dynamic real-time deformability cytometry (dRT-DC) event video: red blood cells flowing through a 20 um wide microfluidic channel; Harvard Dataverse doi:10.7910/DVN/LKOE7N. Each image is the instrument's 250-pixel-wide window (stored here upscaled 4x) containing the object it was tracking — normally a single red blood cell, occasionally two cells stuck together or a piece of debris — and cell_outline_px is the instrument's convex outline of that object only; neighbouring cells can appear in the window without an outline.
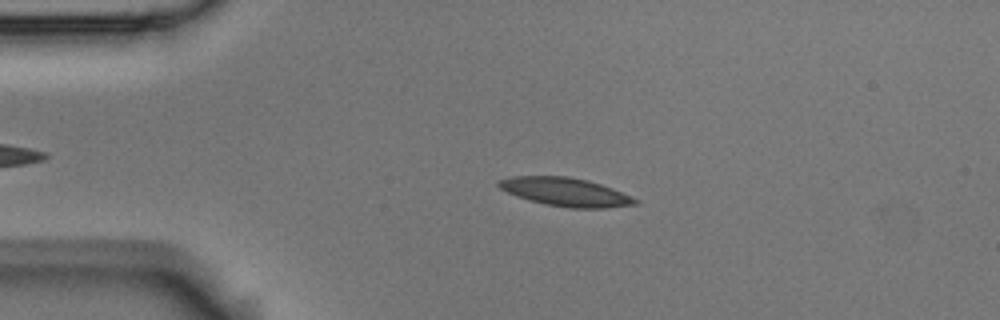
{"species": "Egyptian fruit bat (a non-hibernating species)", "species_latin": "Rousettus aegyptiacus", "temperature_condition": "room temperature", "stored_images_in_passage": 47, "camera_frame_rate_fps": 3000, "um_per_image_px": 0.085, "animal": {"sex": "male"}, "frame": {"image": 1, "passage_image": 11, "time_ms": 3.333, "image_size_px": [1000, 320], "cell_outline_px": [[640, 204], [604, 208], [568, 208], [544, 204], [528, 200], [516, 196], [500, 188], [496, 184], [500, 180], [512, 176], [568, 176], [588, 180], [612, 188], [640, 200]], "centroid_in_image_um": [48.09, 16.32], "position_along_channel_um": 36.9, "area_um2": 22.72}}
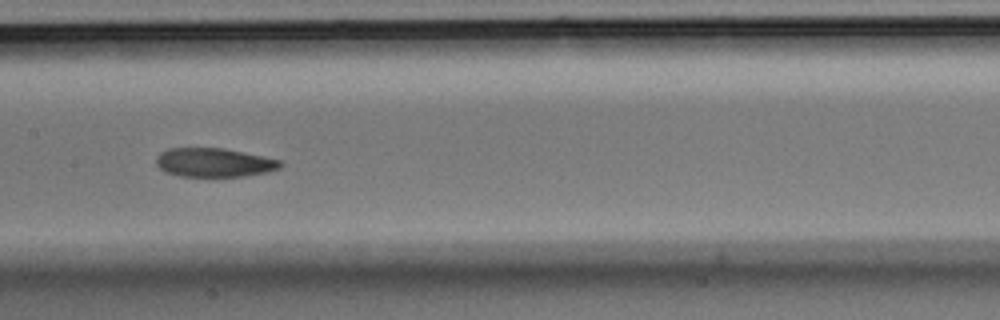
{"frame": {"image": 2, "passage_image": 26, "time_ms": 8.333, "image_size_px": [1000, 320], "cell_outline_px": [[284, 164], [280, 168], [268, 172], [244, 176], [180, 176], [164, 172], [156, 164], [156, 156], [160, 152], [168, 148], [224, 148], [280, 160]], "centroid_in_image_um": [18.18, 13.81], "position_along_channel_um": 189.2, "area_um2": 20.92}}
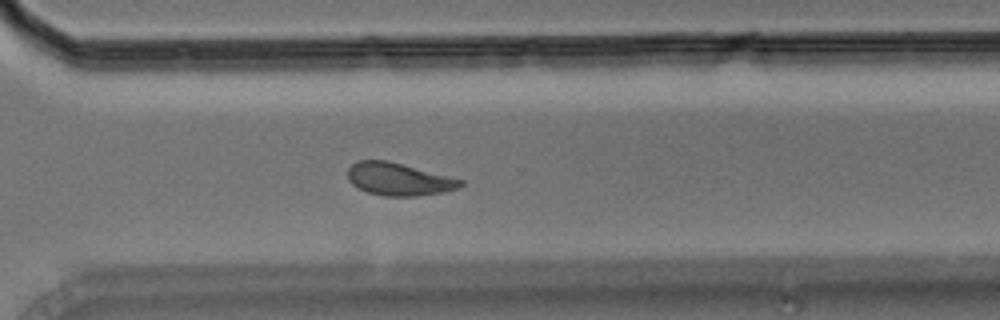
{"frame": {"image": 3, "passage_image": 38, "time_ms": 12.333, "image_size_px": [1000, 320], "cell_outline_px": [[464, 184], [460, 188], [444, 192], [416, 196], [384, 196], [368, 192], [356, 188], [348, 180], [348, 168], [356, 160], [388, 160], [464, 180]], "centroid_in_image_um": [33.89, 15.23], "position_along_channel_um": 336.7, "area_um2": 21.62}, "authors_computed_cell_mechanics": {"area_um2": 21.964, "velocity_mm_per_s": 3.6977, "shape_relaxation_time_tau1_ms": 4.9158, "shape_relaxation_time_tau2_ms": 3.1682, "deformation_change_tau1": 0.1294, "deformation_change_tau2": 0.083}}